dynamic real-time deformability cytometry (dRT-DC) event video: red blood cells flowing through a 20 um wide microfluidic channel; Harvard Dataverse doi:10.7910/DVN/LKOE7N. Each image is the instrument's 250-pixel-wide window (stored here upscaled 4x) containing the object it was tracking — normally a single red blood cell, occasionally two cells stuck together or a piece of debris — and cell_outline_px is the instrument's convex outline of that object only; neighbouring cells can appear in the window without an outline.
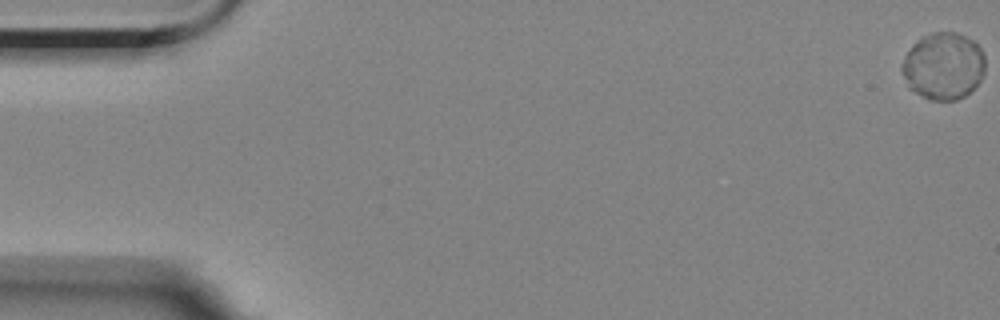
{"species": "Egyptian fruit bat (a non-hibernating species)", "species_latin": "Rousettus aegyptiacus", "temperature_condition": "room temperature", "stored_images_in_passage": 7, "camera_frame_rate_fps": 3000, "um_per_image_px": 0.085, "animal": {"sex": "female"}, "frame": {"image": 1, "passage_image": 1, "time_ms": 0.0, "image_size_px": [1000, 320], "cell_outline_px": [[984, 72], [980, 80], [964, 96], [956, 100], [928, 100], [908, 88], [900, 72], [900, 64], [904, 56], [924, 36], [932, 32], [956, 32], [972, 40], [980, 48], [984, 56]], "centroid_in_image_um": [80.15, 5.64], "position_along_channel_um": 4.8, "area_um2": 32.37}}
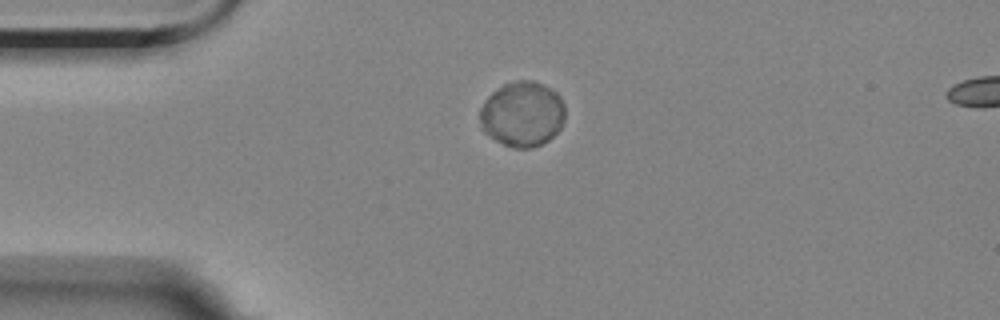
{"frame": {"image": 2, "passage_image": 5, "time_ms": 4.667, "image_size_px": [1000, 320], "cell_outline_px": [[564, 120], [560, 128], [548, 140], [532, 148], [516, 148], [504, 144], [496, 140], [484, 132], [480, 128], [480, 108], [484, 100], [492, 92], [504, 84], [516, 80], [532, 80], [544, 84], [556, 92], [560, 96], [564, 104]], "centroid_in_image_um": [44.39, 9.68], "position_along_channel_um": 40.6, "area_um2": 32.48}}